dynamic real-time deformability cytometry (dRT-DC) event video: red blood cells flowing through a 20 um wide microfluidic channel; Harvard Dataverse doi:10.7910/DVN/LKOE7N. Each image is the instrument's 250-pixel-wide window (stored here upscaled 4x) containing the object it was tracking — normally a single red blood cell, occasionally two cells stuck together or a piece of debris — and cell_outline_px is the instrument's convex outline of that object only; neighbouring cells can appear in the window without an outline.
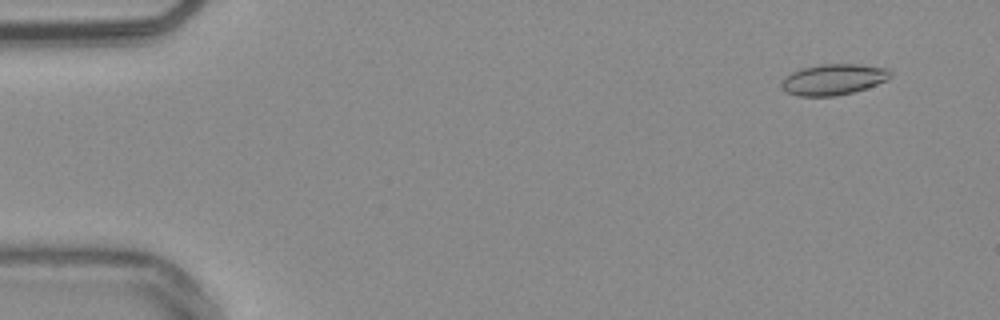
{"species": "common noctule bat (a hibernating species)", "species_latin": "Nyctalus noctula", "temperature_condition": "warm", "stored_images_in_passage": 54, "camera_frame_rate_fps": 3000, "um_per_image_px": 0.085, "animal": {"sex": "male", "body_mass_g": 20.4}, "frame": {"image": 1, "passage_image": 4, "time_ms": 1.0, "image_size_px": [1000, 320], "cell_outline_px": [[892, 76], [888, 80], [852, 92], [836, 96], [800, 96], [788, 92], [780, 88], [780, 84], [784, 76], [792, 72], [804, 68], [820, 64], [856, 64], [888, 68], [892, 72]], "centroid_in_image_um": [70.84, 6.75], "position_along_channel_um": 14.2, "area_um2": 19.59}}
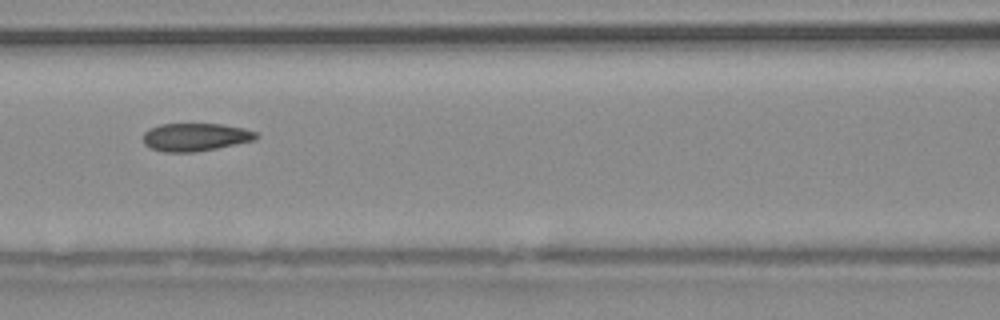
{"frame": {"image": 2, "passage_image": 24, "time_ms": 7.667, "image_size_px": [1000, 320], "cell_outline_px": [[260, 136], [252, 140], [216, 148], [196, 152], [164, 152], [152, 148], [144, 144], [144, 132], [148, 128], [160, 124], [224, 124], [244, 128], [256, 132]], "centroid_in_image_um": [16.59, 11.64], "position_along_channel_um": 150.0, "area_um2": 18.32}}
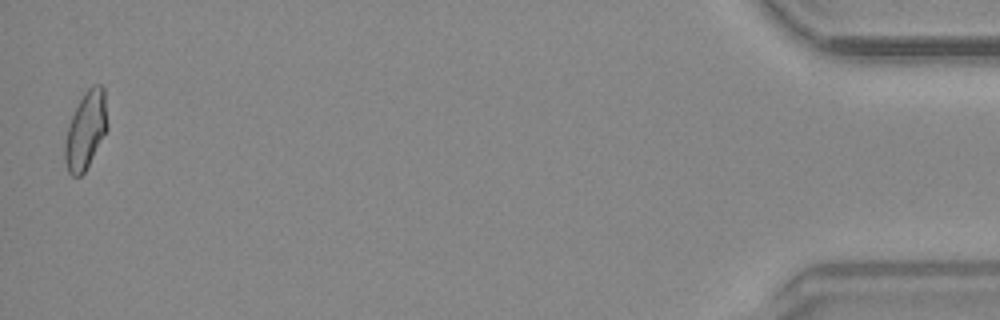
{"frame": {"image": 3, "passage_image": 53, "time_ms": 17.333, "image_size_px": [1000, 320], "cell_outline_px": [[108, 128], [84, 172], [80, 176], [72, 176], [68, 172], [64, 160], [64, 144], [68, 128], [72, 116], [84, 92], [92, 84], [100, 84], [104, 88], [108, 124]], "centroid_in_image_um": [7.29, 11.06], "position_along_channel_um": 427.9, "area_um2": 19.07}, "authors_computed_cell_mechanics": {"area_um2": 18.8139, "velocity_mm_per_s": 3.8098, "shape_relaxation_time_tau1_ms": null, "shape_relaxation_time_tau2_ms": 2.5602, "deformation_change_tau1": null, "deformation_change_tau2": 0.066}}